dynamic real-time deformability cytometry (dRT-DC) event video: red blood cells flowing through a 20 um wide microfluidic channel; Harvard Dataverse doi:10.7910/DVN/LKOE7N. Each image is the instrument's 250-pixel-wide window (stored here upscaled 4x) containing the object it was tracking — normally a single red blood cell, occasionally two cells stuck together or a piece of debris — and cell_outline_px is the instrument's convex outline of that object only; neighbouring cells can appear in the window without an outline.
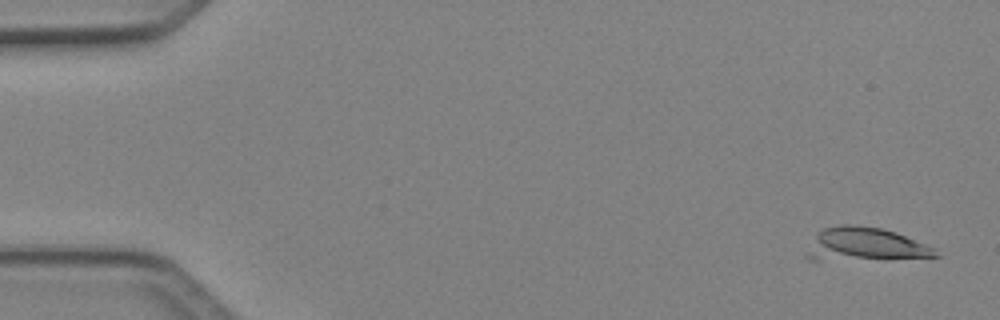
{"species": "Egyptian fruit bat (a non-hibernating species)", "species_latin": "Rousettus aegyptiacus", "temperature_condition": "cold", "stored_images_in_passage": 7, "camera_frame_rate_fps": 3000, "um_per_image_px": 0.085, "animal": {"sex": "female"}, "frame": {"image": 1, "passage_image": 1, "time_ms": 0.0, "image_size_px": [1000, 320], "cell_outline_px": [[940, 256], [816, 260], [808, 260], [804, 256], [816, 236], [824, 228], [840, 224], [848, 224], [880, 228], [896, 232], [936, 248]], "centroid_in_image_um": [73.52, 20.76], "position_along_channel_um": 11.5, "area_um2": 24.33}}
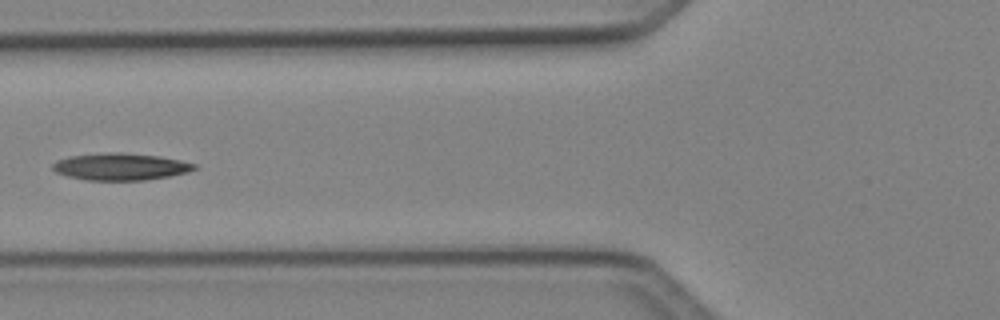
{"frame": {"image": 2, "passage_image": 6, "time_ms": 1.667, "image_size_px": [1000, 320], "cell_outline_px": [[196, 168], [188, 172], [168, 176], [144, 180], [84, 180], [68, 176], [56, 172], [52, 168], [52, 164], [56, 160], [68, 156], [108, 152], [116, 152], [160, 156], [180, 160], [196, 164]], "centroid_in_image_um": [10.21, 14.16], "position_along_channel_um": 115.6, "area_um2": 22.25}}
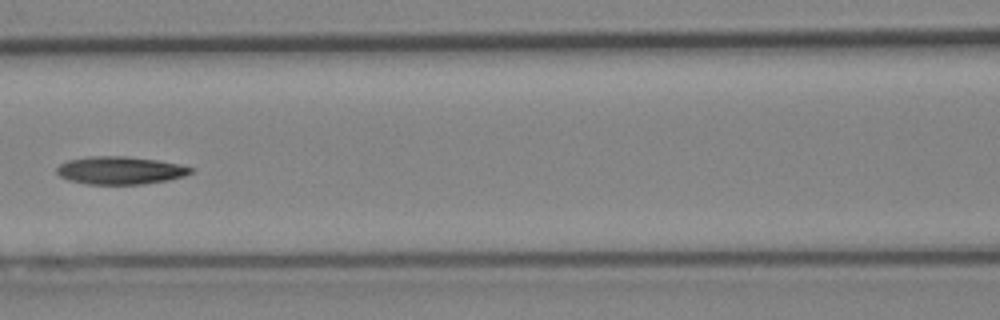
{"frame": {"image": 3, "passage_image": 7, "time_ms": 2.0, "image_size_px": [1000, 320], "cell_outline_px": [[196, 172], [184, 176], [168, 180], [144, 184], [88, 184], [68, 180], [60, 176], [56, 172], [56, 168], [60, 164], [68, 160], [88, 156], [124, 156], [156, 160], [180, 164], [196, 168]], "centroid_in_image_um": [10.26, 14.48], "position_along_channel_um": 156.3, "area_um2": 21.91}}